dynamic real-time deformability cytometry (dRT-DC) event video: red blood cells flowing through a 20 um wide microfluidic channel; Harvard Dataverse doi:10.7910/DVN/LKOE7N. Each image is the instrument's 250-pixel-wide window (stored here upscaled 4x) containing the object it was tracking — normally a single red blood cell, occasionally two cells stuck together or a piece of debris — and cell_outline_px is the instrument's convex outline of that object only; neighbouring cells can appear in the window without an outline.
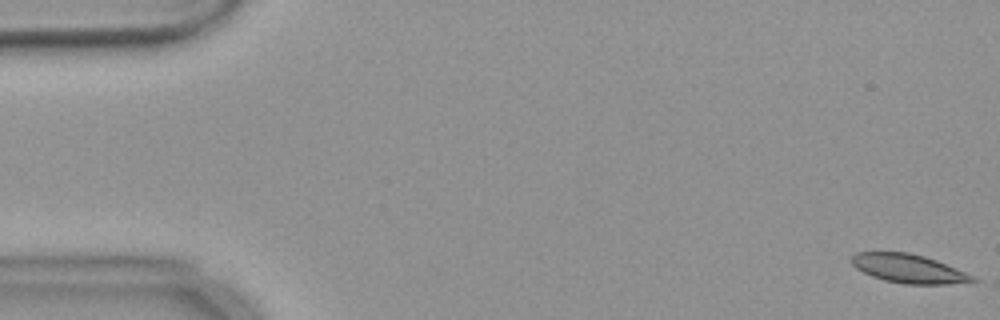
{"species": "common noctule bat (a hibernating species)", "species_latin": "Nyctalus noctula", "temperature_condition": "warm", "stored_images_in_passage": 9, "camera_frame_rate_fps": 3000, "um_per_image_px": 0.085, "animal": {"sex": "female", "body_mass_g": 18.4}, "frame": {"image": 1, "passage_image": 1, "time_ms": 0.0, "image_size_px": [1000, 320], "cell_outline_px": [[980, 280], [948, 284], [904, 284], [884, 280], [872, 276], [856, 268], [852, 264], [852, 256], [856, 252], [908, 252], [924, 256], [936, 260], [956, 268]], "centroid_in_image_um": [77.21, 22.83], "position_along_channel_um": 7.8, "area_um2": 20.06}}